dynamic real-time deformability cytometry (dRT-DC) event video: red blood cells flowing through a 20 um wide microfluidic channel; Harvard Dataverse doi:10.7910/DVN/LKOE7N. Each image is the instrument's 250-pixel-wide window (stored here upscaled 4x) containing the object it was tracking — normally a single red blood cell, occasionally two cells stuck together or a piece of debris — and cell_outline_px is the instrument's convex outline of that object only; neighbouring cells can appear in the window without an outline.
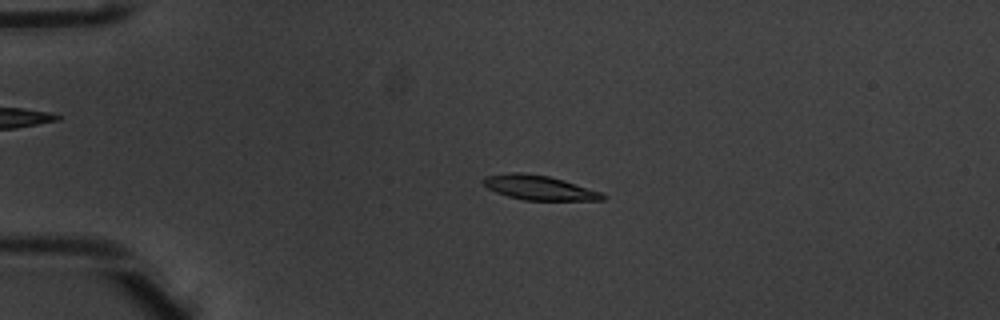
{"species": "common noctule bat (a hibernating species)", "species_latin": "Nyctalus noctula", "temperature_condition": "warm", "stored_images_in_passage": 51, "camera_frame_rate_fps": 3000, "um_per_image_px": 0.085, "animal": {"sex": "male", "body_mass_g": 20.1, "forearm_length_mm": 53.5}, "frame": {"image": 1, "passage_image": 12, "time_ms": 3.667, "image_size_px": [1000, 320], "cell_outline_px": [[604, 200], [524, 200], [508, 196], [496, 192], [488, 188], [480, 180], [484, 176], [512, 172], [520, 172], [548, 176], [564, 180], [600, 192], [604, 196]], "centroid_in_image_um": [45.76, 15.94], "position_along_channel_um": 39.2, "area_um2": 16.88}}
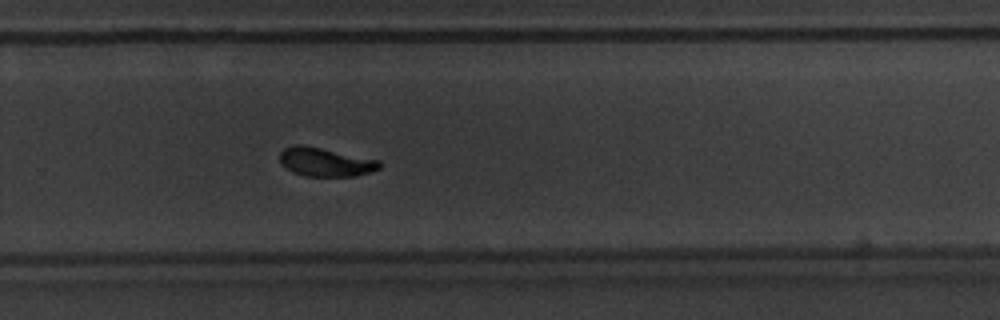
{"frame": {"image": 2, "passage_image": 35, "time_ms": 11.333, "image_size_px": [1000, 320], "cell_outline_px": [[380, 168], [372, 172], [356, 176], [304, 176], [292, 172], [280, 164], [280, 152], [284, 148], [292, 144], [300, 144], [380, 160]], "centroid_in_image_um": [27.63, 13.78], "position_along_channel_um": 302.2, "area_um2": 16.76}}
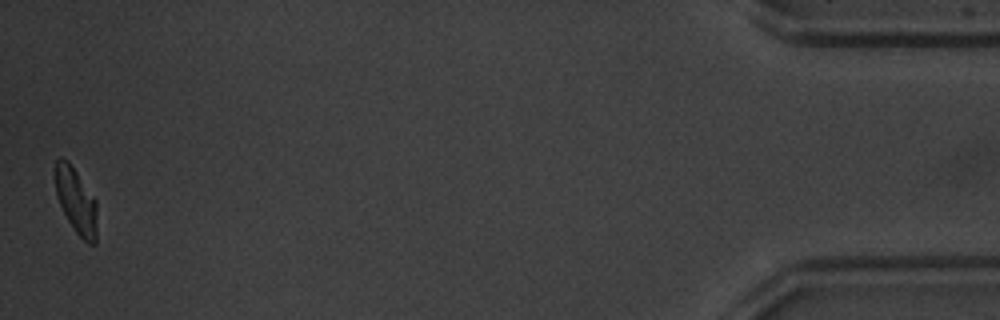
{"frame": {"image": 3, "passage_image": 51, "time_ms": 16.667, "image_size_px": [1000, 320], "cell_outline_px": [[96, 244], [88, 244], [76, 232], [68, 220], [56, 196], [56, 160], [60, 156], [68, 160], [96, 200]], "centroid_in_image_um": [6.47, 17.07], "position_along_channel_um": 428.7, "area_um2": 15.72}, "authors_computed_cell_mechanics": {"area_um2": 16.8776, "velocity_mm_per_s": 3.9541, "shape_relaxation_time_tau1_ms": 2.717, "shape_relaxation_time_tau2_ms": 2.2697, "deformation_change_tau1": 0.1401, "deformation_change_tau2": 0.0771}}